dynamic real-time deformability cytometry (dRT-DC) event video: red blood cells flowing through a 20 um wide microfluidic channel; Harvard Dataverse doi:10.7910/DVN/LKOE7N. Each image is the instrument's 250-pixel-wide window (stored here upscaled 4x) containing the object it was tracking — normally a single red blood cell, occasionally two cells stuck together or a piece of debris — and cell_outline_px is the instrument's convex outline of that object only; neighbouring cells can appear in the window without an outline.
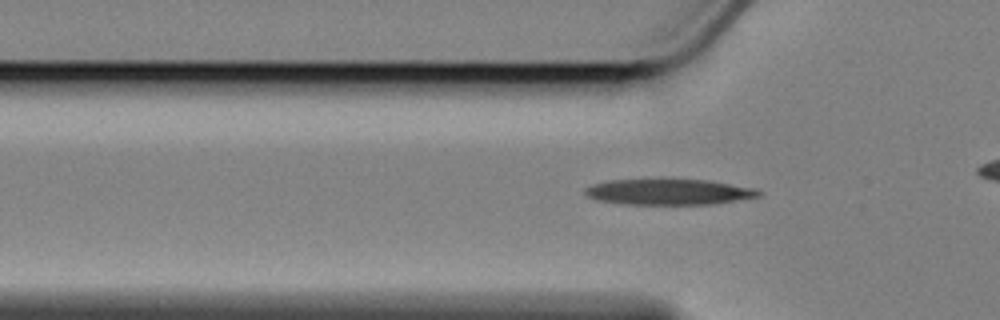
{"species": "Egyptian fruit bat (a non-hibernating species)", "species_latin": "Rousettus aegyptiacus", "temperature_condition": "cold", "stored_images_in_passage": 45, "camera_frame_rate_fps": 3000, "um_per_image_px": 0.085, "animal": {"sex": "female"}, "frame": {"image": 1, "passage_image": 16, "time_ms": 5.0, "image_size_px": [1000, 320], "cell_outline_px": [[764, 192], [760, 196], [712, 204], [624, 204], [596, 200], [588, 196], [584, 192], [584, 188], [592, 184], [612, 180], [708, 180], [756, 188]], "centroid_in_image_um": [56.86, 16.32], "position_along_channel_um": 68.9, "area_um2": 25.89}}
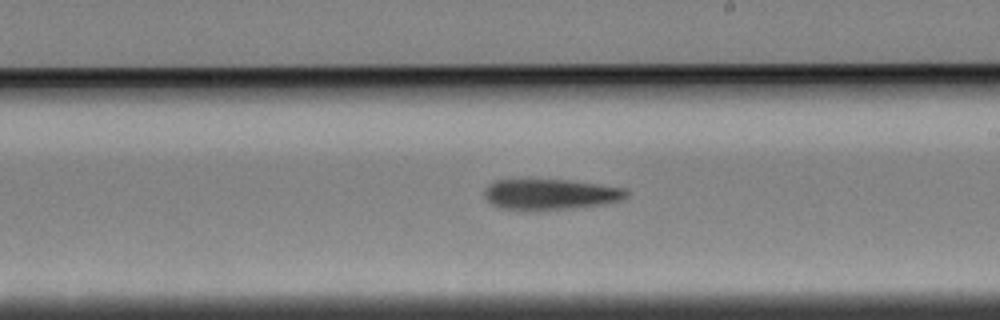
{"frame": {"image": 2, "passage_image": 31, "time_ms": 10.0, "image_size_px": [1000, 320], "cell_outline_px": [[628, 196], [620, 200], [604, 204], [540, 212], [528, 212], [500, 208], [492, 204], [484, 196], [484, 192], [488, 184], [492, 180], [568, 180], [624, 188], [628, 192]], "centroid_in_image_um": [46.73, 16.55], "position_along_channel_um": 242.3, "area_um2": 25.84}}
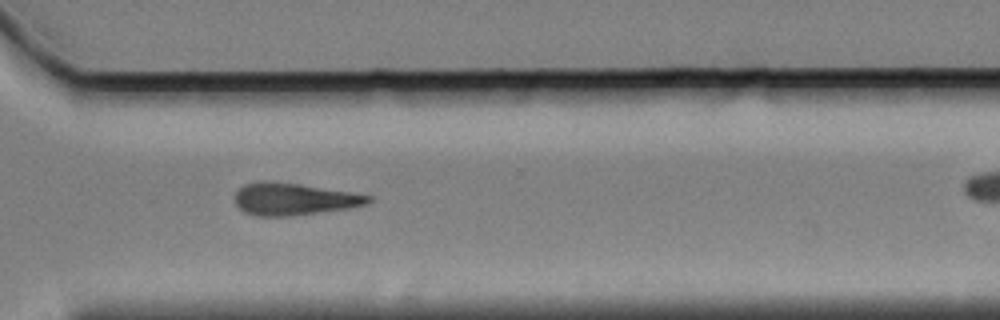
{"frame": {"image": 3, "passage_image": 40, "time_ms": 13.0, "image_size_px": [1000, 320], "cell_outline_px": [[372, 200], [368, 204], [348, 208], [292, 216], [260, 216], [244, 212], [236, 204], [236, 192], [244, 184], [260, 180], [276, 180], [372, 196]], "centroid_in_image_um": [24.95, 16.91], "position_along_channel_um": 345.6, "area_um2": 24.97}}